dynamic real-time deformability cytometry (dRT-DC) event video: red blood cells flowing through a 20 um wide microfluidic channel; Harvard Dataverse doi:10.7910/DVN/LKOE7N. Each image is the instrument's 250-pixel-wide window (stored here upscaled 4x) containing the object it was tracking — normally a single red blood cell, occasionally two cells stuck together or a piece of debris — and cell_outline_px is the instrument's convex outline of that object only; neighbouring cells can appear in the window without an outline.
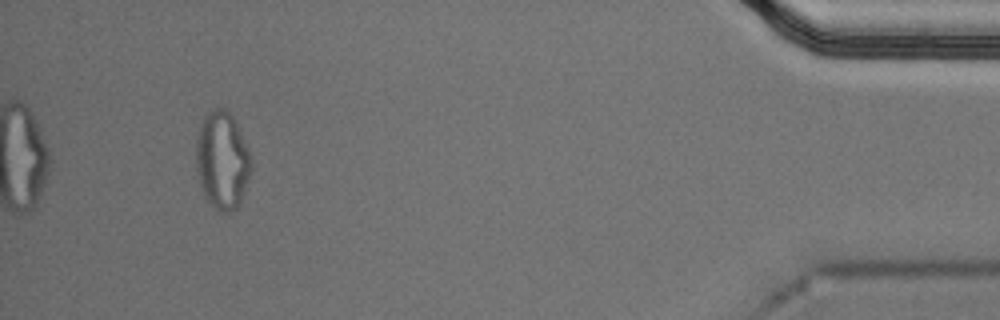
{"species": "Egyptian fruit bat (a non-hibernating species)", "species_latin": "Rousettus aegyptiacus", "temperature_condition": "cold", "stored_images_in_passage": 49, "segment_of_instrument_passage": [2, 2], "camera_frame_rate_fps": 3000, "um_per_image_px": 0.085, "animal": {"sex": "male"}, "frame": {"image": 1, "passage_image": 46, "time_ms": 15.0, "image_size_px": [1000, 320], "cell_outline_px": [[252, 168], [240, 208], [228, 212], [220, 212], [204, 196], [200, 184], [196, 168], [196, 140], [200, 124], [204, 116], [212, 108], [224, 108], [232, 116], [248, 148], [252, 160]], "centroid_in_image_um": [18.9, 13.65], "position_along_channel_um": 416.3, "area_um2": 31.62}}